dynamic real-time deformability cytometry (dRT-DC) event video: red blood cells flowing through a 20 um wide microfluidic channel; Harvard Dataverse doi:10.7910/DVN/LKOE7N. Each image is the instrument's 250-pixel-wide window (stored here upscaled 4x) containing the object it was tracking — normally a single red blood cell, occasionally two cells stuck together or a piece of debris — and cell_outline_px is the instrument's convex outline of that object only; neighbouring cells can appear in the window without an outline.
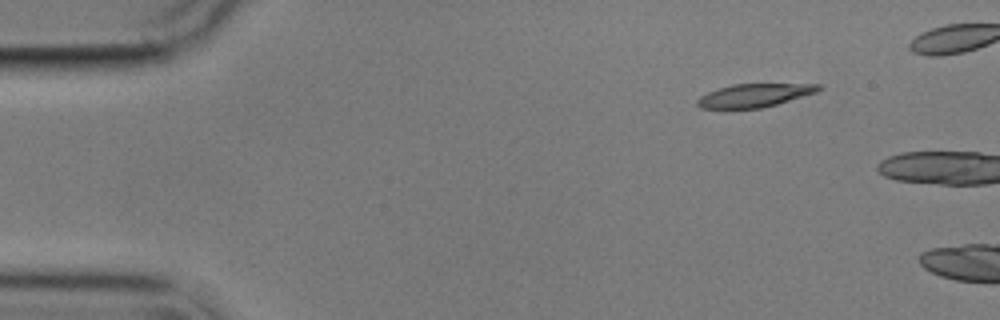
{"species": "common noctule bat (a hibernating species)", "species_latin": "Nyctalus noctula", "temperature_condition": "cold", "stored_images_in_passage": 2, "camera_frame_rate_fps": 3000, "um_per_image_px": 0.085, "animal": {"sex": "male", "body_mass_g": 17.9}, "frame": {"image": 1, "passage_image": 1, "time_ms": 0.0, "image_size_px": [1000, 320], "cell_outline_px": [[820, 88], [816, 92], [776, 104], [760, 108], [700, 108], [696, 104], [696, 100], [700, 96], [708, 92], [732, 84], [820, 84]], "centroid_in_image_um": [64.08, 8.1], "position_along_channel_um": 20.9, "area_um2": 16.13}}